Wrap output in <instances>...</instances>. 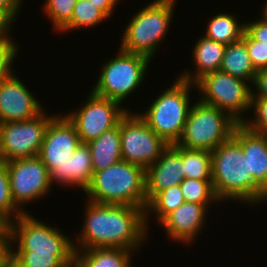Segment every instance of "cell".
Returning <instances> with one entry per match:
<instances>
[{
  "instance_id": "cell-19",
  "label": "cell",
  "mask_w": 267,
  "mask_h": 267,
  "mask_svg": "<svg viewBox=\"0 0 267 267\" xmlns=\"http://www.w3.org/2000/svg\"><path fill=\"white\" fill-rule=\"evenodd\" d=\"M232 137L241 145L244 156L248 158V172L267 192V136L238 124Z\"/></svg>"
},
{
  "instance_id": "cell-38",
  "label": "cell",
  "mask_w": 267,
  "mask_h": 267,
  "mask_svg": "<svg viewBox=\"0 0 267 267\" xmlns=\"http://www.w3.org/2000/svg\"><path fill=\"white\" fill-rule=\"evenodd\" d=\"M14 20L6 10L0 8V42L13 40L9 32Z\"/></svg>"
},
{
  "instance_id": "cell-34",
  "label": "cell",
  "mask_w": 267,
  "mask_h": 267,
  "mask_svg": "<svg viewBox=\"0 0 267 267\" xmlns=\"http://www.w3.org/2000/svg\"><path fill=\"white\" fill-rule=\"evenodd\" d=\"M245 41L249 57L256 71L267 69V48L260 45V42L253 40L245 31L242 35Z\"/></svg>"
},
{
  "instance_id": "cell-22",
  "label": "cell",
  "mask_w": 267,
  "mask_h": 267,
  "mask_svg": "<svg viewBox=\"0 0 267 267\" xmlns=\"http://www.w3.org/2000/svg\"><path fill=\"white\" fill-rule=\"evenodd\" d=\"M134 251L122 248L75 249L80 267H131Z\"/></svg>"
},
{
  "instance_id": "cell-40",
  "label": "cell",
  "mask_w": 267,
  "mask_h": 267,
  "mask_svg": "<svg viewBox=\"0 0 267 267\" xmlns=\"http://www.w3.org/2000/svg\"><path fill=\"white\" fill-rule=\"evenodd\" d=\"M95 6L100 8L109 18L113 14V10L119 3V0H89ZM121 1V0H120Z\"/></svg>"
},
{
  "instance_id": "cell-5",
  "label": "cell",
  "mask_w": 267,
  "mask_h": 267,
  "mask_svg": "<svg viewBox=\"0 0 267 267\" xmlns=\"http://www.w3.org/2000/svg\"><path fill=\"white\" fill-rule=\"evenodd\" d=\"M191 88L194 83L178 76L171 87L165 89L148 106L144 113H138L148 126L169 145L180 139L191 109Z\"/></svg>"
},
{
  "instance_id": "cell-26",
  "label": "cell",
  "mask_w": 267,
  "mask_h": 267,
  "mask_svg": "<svg viewBox=\"0 0 267 267\" xmlns=\"http://www.w3.org/2000/svg\"><path fill=\"white\" fill-rule=\"evenodd\" d=\"M185 178L211 180L212 159L207 150L188 149L181 146Z\"/></svg>"
},
{
  "instance_id": "cell-32",
  "label": "cell",
  "mask_w": 267,
  "mask_h": 267,
  "mask_svg": "<svg viewBox=\"0 0 267 267\" xmlns=\"http://www.w3.org/2000/svg\"><path fill=\"white\" fill-rule=\"evenodd\" d=\"M251 109L254 110V119L247 118L242 124L255 133L267 136V99L252 98Z\"/></svg>"
},
{
  "instance_id": "cell-6",
  "label": "cell",
  "mask_w": 267,
  "mask_h": 267,
  "mask_svg": "<svg viewBox=\"0 0 267 267\" xmlns=\"http://www.w3.org/2000/svg\"><path fill=\"white\" fill-rule=\"evenodd\" d=\"M238 124L228 113L198 100L191 105L176 145L211 152L232 137Z\"/></svg>"
},
{
  "instance_id": "cell-39",
  "label": "cell",
  "mask_w": 267,
  "mask_h": 267,
  "mask_svg": "<svg viewBox=\"0 0 267 267\" xmlns=\"http://www.w3.org/2000/svg\"><path fill=\"white\" fill-rule=\"evenodd\" d=\"M22 4V0H0V8L6 10L14 19L20 14L18 12Z\"/></svg>"
},
{
  "instance_id": "cell-12",
  "label": "cell",
  "mask_w": 267,
  "mask_h": 267,
  "mask_svg": "<svg viewBox=\"0 0 267 267\" xmlns=\"http://www.w3.org/2000/svg\"><path fill=\"white\" fill-rule=\"evenodd\" d=\"M78 110L65 114L74 124L81 143H88L117 126L128 113L121 103L100 97L92 91Z\"/></svg>"
},
{
  "instance_id": "cell-9",
  "label": "cell",
  "mask_w": 267,
  "mask_h": 267,
  "mask_svg": "<svg viewBox=\"0 0 267 267\" xmlns=\"http://www.w3.org/2000/svg\"><path fill=\"white\" fill-rule=\"evenodd\" d=\"M6 227L12 245H17L14 249L12 247L11 251H34V253H52L54 256H74L73 239L64 235L60 229L40 222L28 212L21 214Z\"/></svg>"
},
{
  "instance_id": "cell-13",
  "label": "cell",
  "mask_w": 267,
  "mask_h": 267,
  "mask_svg": "<svg viewBox=\"0 0 267 267\" xmlns=\"http://www.w3.org/2000/svg\"><path fill=\"white\" fill-rule=\"evenodd\" d=\"M11 196L15 205L22 209L31 201L45 198L51 191L50 173L39 156L18 158L6 162Z\"/></svg>"
},
{
  "instance_id": "cell-43",
  "label": "cell",
  "mask_w": 267,
  "mask_h": 267,
  "mask_svg": "<svg viewBox=\"0 0 267 267\" xmlns=\"http://www.w3.org/2000/svg\"><path fill=\"white\" fill-rule=\"evenodd\" d=\"M5 225L0 221V230L4 227Z\"/></svg>"
},
{
  "instance_id": "cell-16",
  "label": "cell",
  "mask_w": 267,
  "mask_h": 267,
  "mask_svg": "<svg viewBox=\"0 0 267 267\" xmlns=\"http://www.w3.org/2000/svg\"><path fill=\"white\" fill-rule=\"evenodd\" d=\"M185 179L181 146L169 145L159 160L145 169L147 203L160 191L180 184Z\"/></svg>"
},
{
  "instance_id": "cell-42",
  "label": "cell",
  "mask_w": 267,
  "mask_h": 267,
  "mask_svg": "<svg viewBox=\"0 0 267 267\" xmlns=\"http://www.w3.org/2000/svg\"><path fill=\"white\" fill-rule=\"evenodd\" d=\"M261 15H263L265 18H267V1L265 2L263 9L261 11Z\"/></svg>"
},
{
  "instance_id": "cell-37",
  "label": "cell",
  "mask_w": 267,
  "mask_h": 267,
  "mask_svg": "<svg viewBox=\"0 0 267 267\" xmlns=\"http://www.w3.org/2000/svg\"><path fill=\"white\" fill-rule=\"evenodd\" d=\"M252 84L255 86L252 88V98L267 99V69L258 70Z\"/></svg>"
},
{
  "instance_id": "cell-31",
  "label": "cell",
  "mask_w": 267,
  "mask_h": 267,
  "mask_svg": "<svg viewBox=\"0 0 267 267\" xmlns=\"http://www.w3.org/2000/svg\"><path fill=\"white\" fill-rule=\"evenodd\" d=\"M77 0H46L44 12L57 32L61 31L72 18Z\"/></svg>"
},
{
  "instance_id": "cell-2",
  "label": "cell",
  "mask_w": 267,
  "mask_h": 267,
  "mask_svg": "<svg viewBox=\"0 0 267 267\" xmlns=\"http://www.w3.org/2000/svg\"><path fill=\"white\" fill-rule=\"evenodd\" d=\"M211 159V181L220 202L230 199L254 206L267 201V192L248 172V158L233 137L211 151Z\"/></svg>"
},
{
  "instance_id": "cell-35",
  "label": "cell",
  "mask_w": 267,
  "mask_h": 267,
  "mask_svg": "<svg viewBox=\"0 0 267 267\" xmlns=\"http://www.w3.org/2000/svg\"><path fill=\"white\" fill-rule=\"evenodd\" d=\"M263 17V18H262ZM258 20L244 22L245 32L253 39L260 42V45H263L267 48V18L263 15Z\"/></svg>"
},
{
  "instance_id": "cell-17",
  "label": "cell",
  "mask_w": 267,
  "mask_h": 267,
  "mask_svg": "<svg viewBox=\"0 0 267 267\" xmlns=\"http://www.w3.org/2000/svg\"><path fill=\"white\" fill-rule=\"evenodd\" d=\"M209 206L185 201L158 224L171 240L189 245L206 223Z\"/></svg>"
},
{
  "instance_id": "cell-23",
  "label": "cell",
  "mask_w": 267,
  "mask_h": 267,
  "mask_svg": "<svg viewBox=\"0 0 267 267\" xmlns=\"http://www.w3.org/2000/svg\"><path fill=\"white\" fill-rule=\"evenodd\" d=\"M219 70L250 84L253 83L257 71L253 67L245 41L242 38L226 45Z\"/></svg>"
},
{
  "instance_id": "cell-3",
  "label": "cell",
  "mask_w": 267,
  "mask_h": 267,
  "mask_svg": "<svg viewBox=\"0 0 267 267\" xmlns=\"http://www.w3.org/2000/svg\"><path fill=\"white\" fill-rule=\"evenodd\" d=\"M87 200L113 205H127L146 209L145 169L120 160L93 173L84 191Z\"/></svg>"
},
{
  "instance_id": "cell-25",
  "label": "cell",
  "mask_w": 267,
  "mask_h": 267,
  "mask_svg": "<svg viewBox=\"0 0 267 267\" xmlns=\"http://www.w3.org/2000/svg\"><path fill=\"white\" fill-rule=\"evenodd\" d=\"M185 202L181 192L180 184L174 185L166 190L158 192L147 204L146 225L148 228V215L153 212L157 222H161L168 214Z\"/></svg>"
},
{
  "instance_id": "cell-33",
  "label": "cell",
  "mask_w": 267,
  "mask_h": 267,
  "mask_svg": "<svg viewBox=\"0 0 267 267\" xmlns=\"http://www.w3.org/2000/svg\"><path fill=\"white\" fill-rule=\"evenodd\" d=\"M14 41L0 42V85L14 73L11 67L18 55L19 49L18 44Z\"/></svg>"
},
{
  "instance_id": "cell-41",
  "label": "cell",
  "mask_w": 267,
  "mask_h": 267,
  "mask_svg": "<svg viewBox=\"0 0 267 267\" xmlns=\"http://www.w3.org/2000/svg\"><path fill=\"white\" fill-rule=\"evenodd\" d=\"M61 267H80L75 258H73L70 262L63 264Z\"/></svg>"
},
{
  "instance_id": "cell-4",
  "label": "cell",
  "mask_w": 267,
  "mask_h": 267,
  "mask_svg": "<svg viewBox=\"0 0 267 267\" xmlns=\"http://www.w3.org/2000/svg\"><path fill=\"white\" fill-rule=\"evenodd\" d=\"M177 0H153L141 8L125 26L120 49L154 58L168 32Z\"/></svg>"
},
{
  "instance_id": "cell-36",
  "label": "cell",
  "mask_w": 267,
  "mask_h": 267,
  "mask_svg": "<svg viewBox=\"0 0 267 267\" xmlns=\"http://www.w3.org/2000/svg\"><path fill=\"white\" fill-rule=\"evenodd\" d=\"M11 237L6 226L0 230V267H11Z\"/></svg>"
},
{
  "instance_id": "cell-8",
  "label": "cell",
  "mask_w": 267,
  "mask_h": 267,
  "mask_svg": "<svg viewBox=\"0 0 267 267\" xmlns=\"http://www.w3.org/2000/svg\"><path fill=\"white\" fill-rule=\"evenodd\" d=\"M249 82L220 70L205 74L194 84L204 104L217 107L228 113L239 124L247 117L243 114L251 110L252 88ZM244 116V117H243Z\"/></svg>"
},
{
  "instance_id": "cell-1",
  "label": "cell",
  "mask_w": 267,
  "mask_h": 267,
  "mask_svg": "<svg viewBox=\"0 0 267 267\" xmlns=\"http://www.w3.org/2000/svg\"><path fill=\"white\" fill-rule=\"evenodd\" d=\"M85 203L84 223L76 237L75 249L122 248L138 251L145 243L143 241L148 239L145 209L90 200Z\"/></svg>"
},
{
  "instance_id": "cell-28",
  "label": "cell",
  "mask_w": 267,
  "mask_h": 267,
  "mask_svg": "<svg viewBox=\"0 0 267 267\" xmlns=\"http://www.w3.org/2000/svg\"><path fill=\"white\" fill-rule=\"evenodd\" d=\"M74 256H54L52 253L11 251V267H61Z\"/></svg>"
},
{
  "instance_id": "cell-15",
  "label": "cell",
  "mask_w": 267,
  "mask_h": 267,
  "mask_svg": "<svg viewBox=\"0 0 267 267\" xmlns=\"http://www.w3.org/2000/svg\"><path fill=\"white\" fill-rule=\"evenodd\" d=\"M20 78L13 73L0 85V123L27 121L41 114L44 107Z\"/></svg>"
},
{
  "instance_id": "cell-14",
  "label": "cell",
  "mask_w": 267,
  "mask_h": 267,
  "mask_svg": "<svg viewBox=\"0 0 267 267\" xmlns=\"http://www.w3.org/2000/svg\"><path fill=\"white\" fill-rule=\"evenodd\" d=\"M57 113L46 128L39 157L50 172L55 165H63L81 144L74 124Z\"/></svg>"
},
{
  "instance_id": "cell-20",
  "label": "cell",
  "mask_w": 267,
  "mask_h": 267,
  "mask_svg": "<svg viewBox=\"0 0 267 267\" xmlns=\"http://www.w3.org/2000/svg\"><path fill=\"white\" fill-rule=\"evenodd\" d=\"M225 48L226 45L210 40L202 35L195 43L192 51V60L195 62L194 66L196 71L194 73L192 70L180 72L179 78L190 83H195L205 74L219 70Z\"/></svg>"
},
{
  "instance_id": "cell-30",
  "label": "cell",
  "mask_w": 267,
  "mask_h": 267,
  "mask_svg": "<svg viewBox=\"0 0 267 267\" xmlns=\"http://www.w3.org/2000/svg\"><path fill=\"white\" fill-rule=\"evenodd\" d=\"M23 213L12 199L6 162L0 161V221L7 226Z\"/></svg>"
},
{
  "instance_id": "cell-21",
  "label": "cell",
  "mask_w": 267,
  "mask_h": 267,
  "mask_svg": "<svg viewBox=\"0 0 267 267\" xmlns=\"http://www.w3.org/2000/svg\"><path fill=\"white\" fill-rule=\"evenodd\" d=\"M87 145L90 148L93 172L106 169L122 160L120 122Z\"/></svg>"
},
{
  "instance_id": "cell-11",
  "label": "cell",
  "mask_w": 267,
  "mask_h": 267,
  "mask_svg": "<svg viewBox=\"0 0 267 267\" xmlns=\"http://www.w3.org/2000/svg\"><path fill=\"white\" fill-rule=\"evenodd\" d=\"M46 110L33 119L0 123V161L38 156L49 121Z\"/></svg>"
},
{
  "instance_id": "cell-24",
  "label": "cell",
  "mask_w": 267,
  "mask_h": 267,
  "mask_svg": "<svg viewBox=\"0 0 267 267\" xmlns=\"http://www.w3.org/2000/svg\"><path fill=\"white\" fill-rule=\"evenodd\" d=\"M209 18L204 36L210 40L229 45L239 41L245 31V24L239 23L236 15L231 13H217Z\"/></svg>"
},
{
  "instance_id": "cell-10",
  "label": "cell",
  "mask_w": 267,
  "mask_h": 267,
  "mask_svg": "<svg viewBox=\"0 0 267 267\" xmlns=\"http://www.w3.org/2000/svg\"><path fill=\"white\" fill-rule=\"evenodd\" d=\"M133 113L128 111L120 120L122 160L146 169L160 159L169 144Z\"/></svg>"
},
{
  "instance_id": "cell-27",
  "label": "cell",
  "mask_w": 267,
  "mask_h": 267,
  "mask_svg": "<svg viewBox=\"0 0 267 267\" xmlns=\"http://www.w3.org/2000/svg\"><path fill=\"white\" fill-rule=\"evenodd\" d=\"M109 17L89 0H77L71 21L60 31L67 33L79 28L95 27Z\"/></svg>"
},
{
  "instance_id": "cell-29",
  "label": "cell",
  "mask_w": 267,
  "mask_h": 267,
  "mask_svg": "<svg viewBox=\"0 0 267 267\" xmlns=\"http://www.w3.org/2000/svg\"><path fill=\"white\" fill-rule=\"evenodd\" d=\"M181 192L186 202L210 205L220 200L217 198L211 180L185 178L181 183Z\"/></svg>"
},
{
  "instance_id": "cell-18",
  "label": "cell",
  "mask_w": 267,
  "mask_h": 267,
  "mask_svg": "<svg viewBox=\"0 0 267 267\" xmlns=\"http://www.w3.org/2000/svg\"><path fill=\"white\" fill-rule=\"evenodd\" d=\"M49 173L52 185L56 183L62 187L76 186L84 192L94 173L87 143H81L63 165H55Z\"/></svg>"
},
{
  "instance_id": "cell-7",
  "label": "cell",
  "mask_w": 267,
  "mask_h": 267,
  "mask_svg": "<svg viewBox=\"0 0 267 267\" xmlns=\"http://www.w3.org/2000/svg\"><path fill=\"white\" fill-rule=\"evenodd\" d=\"M115 58L106 61L91 90L94 94L123 103L144 81L150 59L118 49Z\"/></svg>"
}]
</instances>
